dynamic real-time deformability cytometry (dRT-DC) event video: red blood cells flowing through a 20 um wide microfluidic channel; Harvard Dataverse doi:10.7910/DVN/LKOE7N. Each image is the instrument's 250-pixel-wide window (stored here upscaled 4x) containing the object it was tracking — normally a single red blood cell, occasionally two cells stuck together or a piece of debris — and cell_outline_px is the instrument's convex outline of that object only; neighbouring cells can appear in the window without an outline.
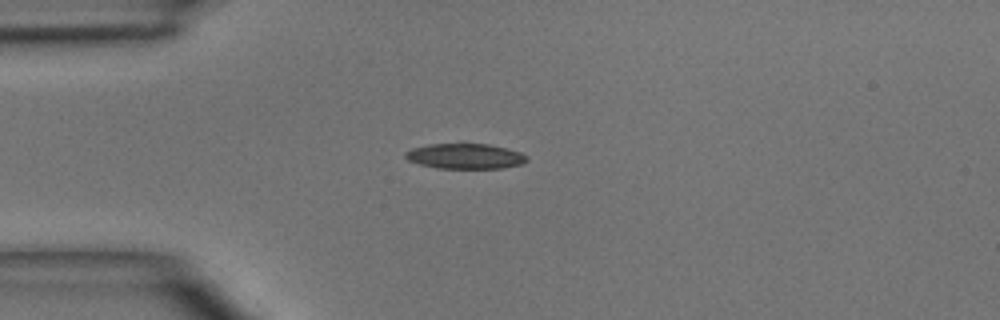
{"species": "common noctule bat (a hibernating species)", "species_latin": "Nyctalus noctula", "temperature_condition": "room temperature", "stored_images_in_passage": 4, "camera_frame_rate_fps": 3000, "um_per_image_px": 0.085, "animal": {"sex": "male", "body_mass_g": 15.6}, "frame": {"image": 1, "passage_image": 2, "time_ms": 1.333, "image_size_px": [1000, 320], "cell_outline_px": [[528, 160], [520, 164], [504, 168], [436, 168], [420, 164], [408, 160], [404, 156], [404, 152], [412, 148], [428, 144], [488, 144], [508, 148], [520, 152], [528, 156]], "centroid_in_image_um": [39.54, 13.27], "position_along_channel_um": 45.5, "area_um2": 17.92}}
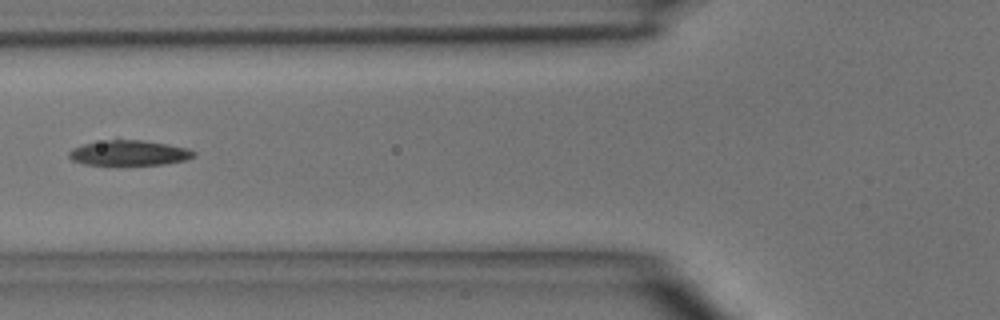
{"frame": {"image": 2, "passage_image": 4, "time_ms": 3.333, "image_size_px": [1000, 320], "cell_outline_px": [[196, 156], [184, 160], [164, 164], [120, 168], [84, 164], [72, 160], [68, 156], [68, 152], [72, 148], [84, 144], [108, 140], [140, 140], [168, 144], [188, 148], [196, 152]], "centroid_in_image_um": [10.95, 13.06], "position_along_channel_um": 114.8, "area_um2": 19.19}}